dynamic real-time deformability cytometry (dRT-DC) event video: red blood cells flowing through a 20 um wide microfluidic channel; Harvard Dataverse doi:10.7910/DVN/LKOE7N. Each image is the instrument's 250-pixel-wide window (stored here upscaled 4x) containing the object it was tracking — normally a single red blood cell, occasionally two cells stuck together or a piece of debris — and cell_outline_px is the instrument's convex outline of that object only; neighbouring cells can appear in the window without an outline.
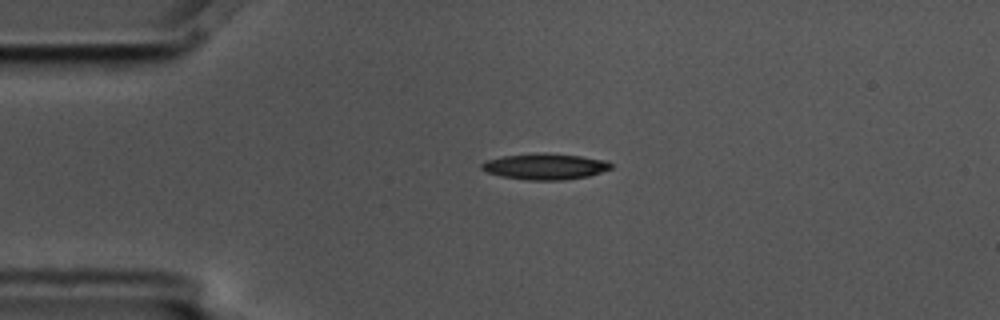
{"species": "common noctule bat (a hibernating species)", "species_latin": "Nyctalus noctula", "temperature_condition": "cold", "stored_images_in_passage": 1, "camera_frame_rate_fps": 3000, "um_per_image_px": 0.085, "animal": {"sex": "male", "body_mass_g": 17.5, "forearm_length_mm": 52.3}, "frame": {"image": 1, "passage_image": 1, "time_ms": 0.0, "image_size_px": [1000, 320], "cell_outline_px": [[612, 168], [588, 176], [564, 180], [528, 180], [500, 176], [488, 172], [480, 168], [480, 164], [488, 160], [504, 156], [544, 152], [580, 156], [608, 160], [612, 164]], "centroid_in_image_um": [46.35, 14.15], "position_along_channel_um": 38.6, "area_um2": 19.59}}